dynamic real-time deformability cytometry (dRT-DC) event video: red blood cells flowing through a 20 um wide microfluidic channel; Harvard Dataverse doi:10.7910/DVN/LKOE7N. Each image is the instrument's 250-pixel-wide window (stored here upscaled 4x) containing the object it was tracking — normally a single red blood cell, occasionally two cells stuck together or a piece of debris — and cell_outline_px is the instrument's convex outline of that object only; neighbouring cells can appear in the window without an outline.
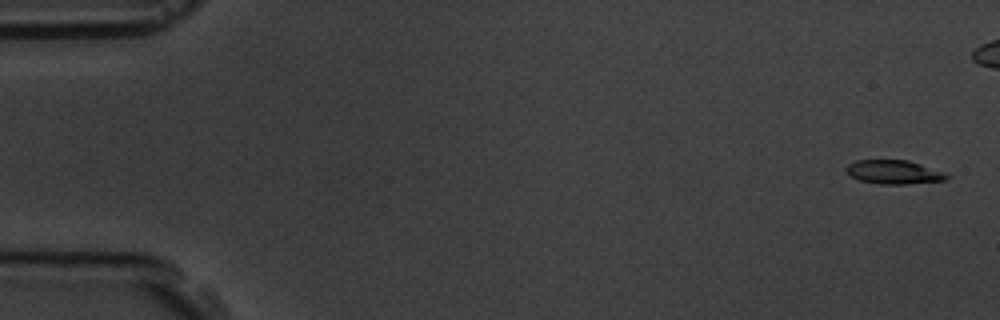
{"species": "common noctule bat (a hibernating species)", "species_latin": "Nyctalus noctula", "temperature_condition": "room temperature", "stored_images_in_passage": 7, "camera_frame_rate_fps": 3000, "um_per_image_px": 0.085, "animal": {"sex": "male", "body_mass_g": 19.5, "forearm_length_mm": 54.6}, "frame": {"image": 1, "passage_image": 1, "time_ms": 0.0, "image_size_px": [1000, 320], "cell_outline_px": [[948, 176], [944, 180], [904, 184], [880, 184], [860, 180], [852, 176], [844, 168], [848, 164], [856, 160], [908, 160], [944, 172]], "centroid_in_image_um": [75.94, 14.62], "position_along_channel_um": 9.1, "area_um2": 13.7}}
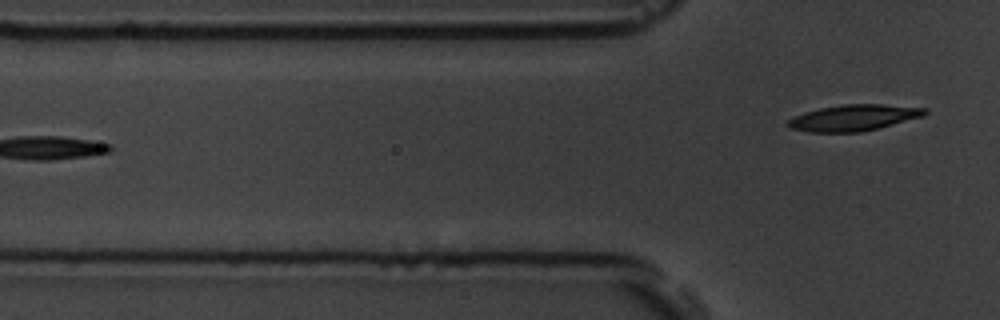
{"frame": {"image": 2, "passage_image": 7, "time_ms": 7.0, "image_size_px": [1000, 320], "cell_outline_px": [[928, 112], [924, 116], [880, 128], [860, 132], [808, 132], [788, 128], [784, 124], [788, 120], [804, 112], [820, 108], [844, 104], [880, 104], [928, 108]], "centroid_in_image_um": [72.56, 10.01], "position_along_channel_um": 53.2, "area_um2": 21.04}}